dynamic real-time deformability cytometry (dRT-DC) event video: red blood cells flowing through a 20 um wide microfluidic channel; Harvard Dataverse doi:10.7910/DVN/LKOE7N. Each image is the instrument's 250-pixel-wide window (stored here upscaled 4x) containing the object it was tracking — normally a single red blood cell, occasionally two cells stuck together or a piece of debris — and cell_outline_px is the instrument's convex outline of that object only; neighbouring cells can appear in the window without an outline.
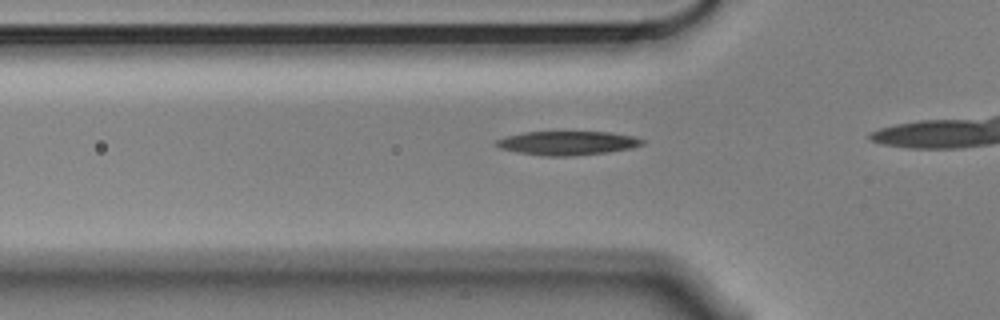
{"species": "Egyptian fruit bat (a non-hibernating species)", "species_latin": "Rousettus aegyptiacus", "temperature_condition": "cold", "stored_images_in_passage": 11, "camera_frame_rate_fps": 3000, "um_per_image_px": 0.085, "animal": {"sex": "male"}, "frame": {"image": 1, "passage_image": 5, "time_ms": 1.333, "image_size_px": [1000, 320], "cell_outline_px": [[644, 144], [632, 148], [608, 152], [572, 156], [540, 156], [516, 152], [500, 148], [496, 144], [496, 140], [504, 136], [524, 132], [608, 132], [636, 136], [644, 140]], "centroid_in_image_um": [48.24, 12.16], "position_along_channel_um": 77.6, "area_um2": 20.52}}
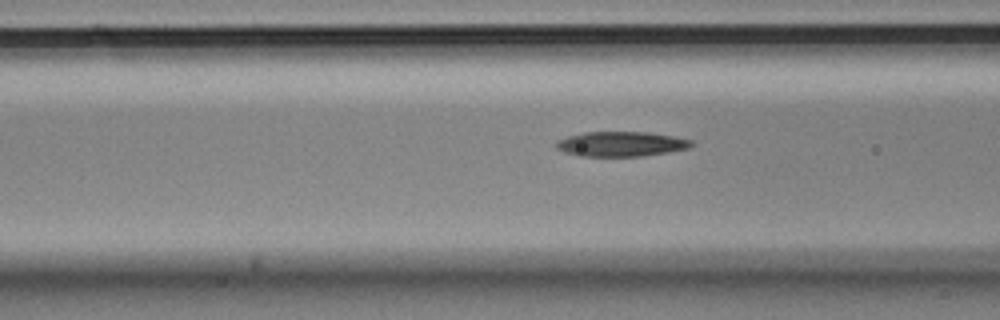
{"frame": {"image": 2, "passage_image": 8, "time_ms": 2.333, "image_size_px": [1000, 320], "cell_outline_px": [[696, 144], [692, 148], [668, 152], [640, 156], [580, 156], [564, 152], [556, 148], [556, 140], [568, 136], [584, 132], [648, 132], [676, 136], [692, 140]], "centroid_in_image_um": [52.84, 12.23], "position_along_channel_um": 113.8, "area_um2": 19.83}}